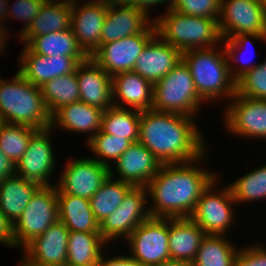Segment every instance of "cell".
Wrapping results in <instances>:
<instances>
[{"mask_svg": "<svg viewBox=\"0 0 266 266\" xmlns=\"http://www.w3.org/2000/svg\"><path fill=\"white\" fill-rule=\"evenodd\" d=\"M114 173L110 167V175L89 199L94 217L99 224L121 205L124 197L134 187L130 183L116 180Z\"/></svg>", "mask_w": 266, "mask_h": 266, "instance_id": "31", "label": "cell"}, {"mask_svg": "<svg viewBox=\"0 0 266 266\" xmlns=\"http://www.w3.org/2000/svg\"><path fill=\"white\" fill-rule=\"evenodd\" d=\"M138 142L147 147L161 164L193 161L208 147L194 117L153 109L141 111Z\"/></svg>", "mask_w": 266, "mask_h": 266, "instance_id": "2", "label": "cell"}, {"mask_svg": "<svg viewBox=\"0 0 266 266\" xmlns=\"http://www.w3.org/2000/svg\"><path fill=\"white\" fill-rule=\"evenodd\" d=\"M3 125V120L0 118V127Z\"/></svg>", "mask_w": 266, "mask_h": 266, "instance_id": "53", "label": "cell"}, {"mask_svg": "<svg viewBox=\"0 0 266 266\" xmlns=\"http://www.w3.org/2000/svg\"><path fill=\"white\" fill-rule=\"evenodd\" d=\"M156 34L153 21L142 33L101 44L90 57L111 77L132 71L137 57Z\"/></svg>", "mask_w": 266, "mask_h": 266, "instance_id": "10", "label": "cell"}, {"mask_svg": "<svg viewBox=\"0 0 266 266\" xmlns=\"http://www.w3.org/2000/svg\"><path fill=\"white\" fill-rule=\"evenodd\" d=\"M169 218H154L140 224L127 238L133 260L156 266L171 260L169 252Z\"/></svg>", "mask_w": 266, "mask_h": 266, "instance_id": "8", "label": "cell"}, {"mask_svg": "<svg viewBox=\"0 0 266 266\" xmlns=\"http://www.w3.org/2000/svg\"><path fill=\"white\" fill-rule=\"evenodd\" d=\"M254 40H260L262 42L266 41V35H248V34H239V35H235L232 38L229 39H223V47L225 48L226 51V55L228 60H231V62H235V65H239V67H235V65L231 66L230 61H229V70L231 73L232 78L237 81L241 76H243L246 72L250 71L252 68H254L257 64L256 63H251V60L249 62L248 58V62L247 60L243 59L245 61H241L242 64H240V62L238 60V54L237 52H239L240 50H242L244 48V46L246 47L248 42H250V39ZM225 43V44H224ZM242 48V49H241ZM237 54V55H235ZM242 56V55H241ZM233 60V61H232ZM238 61V62H237ZM236 62L238 64H236ZM233 67H235L233 69ZM234 70V71H233Z\"/></svg>", "mask_w": 266, "mask_h": 266, "instance_id": "38", "label": "cell"}, {"mask_svg": "<svg viewBox=\"0 0 266 266\" xmlns=\"http://www.w3.org/2000/svg\"><path fill=\"white\" fill-rule=\"evenodd\" d=\"M128 5H132L137 9L142 10L143 12H145L147 15H149V8L150 7H154L155 5H162L164 4H168V6L166 7L167 9H171L173 7L174 4V0H127L126 2Z\"/></svg>", "mask_w": 266, "mask_h": 266, "instance_id": "45", "label": "cell"}, {"mask_svg": "<svg viewBox=\"0 0 266 266\" xmlns=\"http://www.w3.org/2000/svg\"><path fill=\"white\" fill-rule=\"evenodd\" d=\"M228 240L224 235L206 234L192 261L193 266H234L239 248Z\"/></svg>", "mask_w": 266, "mask_h": 266, "instance_id": "32", "label": "cell"}, {"mask_svg": "<svg viewBox=\"0 0 266 266\" xmlns=\"http://www.w3.org/2000/svg\"><path fill=\"white\" fill-rule=\"evenodd\" d=\"M156 266H193L191 262L169 260Z\"/></svg>", "mask_w": 266, "mask_h": 266, "instance_id": "49", "label": "cell"}, {"mask_svg": "<svg viewBox=\"0 0 266 266\" xmlns=\"http://www.w3.org/2000/svg\"><path fill=\"white\" fill-rule=\"evenodd\" d=\"M57 200L59 220L70 231L100 233L89 199L71 194H57Z\"/></svg>", "mask_w": 266, "mask_h": 266, "instance_id": "28", "label": "cell"}, {"mask_svg": "<svg viewBox=\"0 0 266 266\" xmlns=\"http://www.w3.org/2000/svg\"><path fill=\"white\" fill-rule=\"evenodd\" d=\"M26 46L32 52L43 56L65 55L75 57L80 63L88 58L78 46L72 29L36 36Z\"/></svg>", "mask_w": 266, "mask_h": 266, "instance_id": "29", "label": "cell"}, {"mask_svg": "<svg viewBox=\"0 0 266 266\" xmlns=\"http://www.w3.org/2000/svg\"><path fill=\"white\" fill-rule=\"evenodd\" d=\"M106 244L100 233L70 231L66 266H97Z\"/></svg>", "mask_w": 266, "mask_h": 266, "instance_id": "30", "label": "cell"}, {"mask_svg": "<svg viewBox=\"0 0 266 266\" xmlns=\"http://www.w3.org/2000/svg\"><path fill=\"white\" fill-rule=\"evenodd\" d=\"M147 198L146 187H133L121 205L99 224L100 236L108 243L118 237L127 238L140 224L151 217L145 206L149 202Z\"/></svg>", "mask_w": 266, "mask_h": 266, "instance_id": "12", "label": "cell"}, {"mask_svg": "<svg viewBox=\"0 0 266 266\" xmlns=\"http://www.w3.org/2000/svg\"><path fill=\"white\" fill-rule=\"evenodd\" d=\"M118 178L134 187H146L161 167V162L140 142L132 143L114 162Z\"/></svg>", "mask_w": 266, "mask_h": 266, "instance_id": "19", "label": "cell"}, {"mask_svg": "<svg viewBox=\"0 0 266 266\" xmlns=\"http://www.w3.org/2000/svg\"><path fill=\"white\" fill-rule=\"evenodd\" d=\"M266 10V0H258Z\"/></svg>", "mask_w": 266, "mask_h": 266, "instance_id": "52", "label": "cell"}, {"mask_svg": "<svg viewBox=\"0 0 266 266\" xmlns=\"http://www.w3.org/2000/svg\"><path fill=\"white\" fill-rule=\"evenodd\" d=\"M75 0L71 3V29L78 46L90 57L101 45V31L108 11V3L91 0L81 3Z\"/></svg>", "mask_w": 266, "mask_h": 266, "instance_id": "17", "label": "cell"}, {"mask_svg": "<svg viewBox=\"0 0 266 266\" xmlns=\"http://www.w3.org/2000/svg\"><path fill=\"white\" fill-rule=\"evenodd\" d=\"M8 27L6 28V24L4 25V23H0V55L1 53H5L3 49H6L5 44H6V38L9 37L8 35Z\"/></svg>", "mask_w": 266, "mask_h": 266, "instance_id": "47", "label": "cell"}, {"mask_svg": "<svg viewBox=\"0 0 266 266\" xmlns=\"http://www.w3.org/2000/svg\"><path fill=\"white\" fill-rule=\"evenodd\" d=\"M192 75L195 89L204 102L232 99L236 93V81L229 70L225 48L192 49L182 53Z\"/></svg>", "mask_w": 266, "mask_h": 266, "instance_id": "4", "label": "cell"}, {"mask_svg": "<svg viewBox=\"0 0 266 266\" xmlns=\"http://www.w3.org/2000/svg\"><path fill=\"white\" fill-rule=\"evenodd\" d=\"M172 9L185 15L218 20L220 0H174Z\"/></svg>", "mask_w": 266, "mask_h": 266, "instance_id": "40", "label": "cell"}, {"mask_svg": "<svg viewBox=\"0 0 266 266\" xmlns=\"http://www.w3.org/2000/svg\"><path fill=\"white\" fill-rule=\"evenodd\" d=\"M140 114L136 109L112 106L103 112L101 131L127 138L131 143L138 142Z\"/></svg>", "mask_w": 266, "mask_h": 266, "instance_id": "33", "label": "cell"}, {"mask_svg": "<svg viewBox=\"0 0 266 266\" xmlns=\"http://www.w3.org/2000/svg\"><path fill=\"white\" fill-rule=\"evenodd\" d=\"M80 101L106 111L113 105L112 77L91 57L76 68Z\"/></svg>", "mask_w": 266, "mask_h": 266, "instance_id": "21", "label": "cell"}, {"mask_svg": "<svg viewBox=\"0 0 266 266\" xmlns=\"http://www.w3.org/2000/svg\"><path fill=\"white\" fill-rule=\"evenodd\" d=\"M56 182L57 194L90 199L110 175V167L95 159H70Z\"/></svg>", "mask_w": 266, "mask_h": 266, "instance_id": "13", "label": "cell"}, {"mask_svg": "<svg viewBox=\"0 0 266 266\" xmlns=\"http://www.w3.org/2000/svg\"><path fill=\"white\" fill-rule=\"evenodd\" d=\"M132 143L124 137H115L113 135L103 133L101 130L91 138L86 145L96 155V161L111 167L108 160H116ZM97 157V158H96ZM102 158V159H101Z\"/></svg>", "mask_w": 266, "mask_h": 266, "instance_id": "37", "label": "cell"}, {"mask_svg": "<svg viewBox=\"0 0 266 266\" xmlns=\"http://www.w3.org/2000/svg\"><path fill=\"white\" fill-rule=\"evenodd\" d=\"M71 3L46 1L27 31L20 36L27 45L34 37L71 29Z\"/></svg>", "mask_w": 266, "mask_h": 266, "instance_id": "26", "label": "cell"}, {"mask_svg": "<svg viewBox=\"0 0 266 266\" xmlns=\"http://www.w3.org/2000/svg\"><path fill=\"white\" fill-rule=\"evenodd\" d=\"M70 230L60 221L53 223L42 235L24 248L20 266H66Z\"/></svg>", "mask_w": 266, "mask_h": 266, "instance_id": "16", "label": "cell"}, {"mask_svg": "<svg viewBox=\"0 0 266 266\" xmlns=\"http://www.w3.org/2000/svg\"><path fill=\"white\" fill-rule=\"evenodd\" d=\"M205 155L185 163L161 165L146 186L154 202L148 206L151 217L189 218L192 215L202 193L218 179L217 174L196 166L204 161Z\"/></svg>", "mask_w": 266, "mask_h": 266, "instance_id": "1", "label": "cell"}, {"mask_svg": "<svg viewBox=\"0 0 266 266\" xmlns=\"http://www.w3.org/2000/svg\"><path fill=\"white\" fill-rule=\"evenodd\" d=\"M182 59V52L164 42L157 34L137 57L135 71L153 85L167 75Z\"/></svg>", "mask_w": 266, "mask_h": 266, "instance_id": "20", "label": "cell"}, {"mask_svg": "<svg viewBox=\"0 0 266 266\" xmlns=\"http://www.w3.org/2000/svg\"><path fill=\"white\" fill-rule=\"evenodd\" d=\"M0 118L3 123L26 125L37 130L51 127V115L41 87L34 86L18 71L11 81H0Z\"/></svg>", "mask_w": 266, "mask_h": 266, "instance_id": "3", "label": "cell"}, {"mask_svg": "<svg viewBox=\"0 0 266 266\" xmlns=\"http://www.w3.org/2000/svg\"><path fill=\"white\" fill-rule=\"evenodd\" d=\"M46 1L47 0H15L12 6L8 5L6 18H16L26 23L24 28L21 29L19 36H22V34L27 31Z\"/></svg>", "mask_w": 266, "mask_h": 266, "instance_id": "41", "label": "cell"}, {"mask_svg": "<svg viewBox=\"0 0 266 266\" xmlns=\"http://www.w3.org/2000/svg\"><path fill=\"white\" fill-rule=\"evenodd\" d=\"M96 1H101V2H104V3H126L127 0H96Z\"/></svg>", "mask_w": 266, "mask_h": 266, "instance_id": "50", "label": "cell"}, {"mask_svg": "<svg viewBox=\"0 0 266 266\" xmlns=\"http://www.w3.org/2000/svg\"><path fill=\"white\" fill-rule=\"evenodd\" d=\"M18 72L34 86L42 87L46 82L76 71L80 62L75 57L43 56L23 45Z\"/></svg>", "mask_w": 266, "mask_h": 266, "instance_id": "18", "label": "cell"}, {"mask_svg": "<svg viewBox=\"0 0 266 266\" xmlns=\"http://www.w3.org/2000/svg\"><path fill=\"white\" fill-rule=\"evenodd\" d=\"M59 220L56 185L40 186L13 224L15 248H24Z\"/></svg>", "mask_w": 266, "mask_h": 266, "instance_id": "7", "label": "cell"}, {"mask_svg": "<svg viewBox=\"0 0 266 266\" xmlns=\"http://www.w3.org/2000/svg\"><path fill=\"white\" fill-rule=\"evenodd\" d=\"M153 93L152 109L159 112L195 117L203 103L195 89L189 68L182 59L154 84Z\"/></svg>", "mask_w": 266, "mask_h": 266, "instance_id": "6", "label": "cell"}, {"mask_svg": "<svg viewBox=\"0 0 266 266\" xmlns=\"http://www.w3.org/2000/svg\"><path fill=\"white\" fill-rule=\"evenodd\" d=\"M224 108L225 127L233 135L247 138H266V100L234 95Z\"/></svg>", "mask_w": 266, "mask_h": 266, "instance_id": "14", "label": "cell"}, {"mask_svg": "<svg viewBox=\"0 0 266 266\" xmlns=\"http://www.w3.org/2000/svg\"><path fill=\"white\" fill-rule=\"evenodd\" d=\"M97 266H146L139 261L133 260L128 255L115 256L109 258H104V255L100 257Z\"/></svg>", "mask_w": 266, "mask_h": 266, "instance_id": "44", "label": "cell"}, {"mask_svg": "<svg viewBox=\"0 0 266 266\" xmlns=\"http://www.w3.org/2000/svg\"><path fill=\"white\" fill-rule=\"evenodd\" d=\"M154 20L127 3H110L101 31V44L142 33Z\"/></svg>", "mask_w": 266, "mask_h": 266, "instance_id": "22", "label": "cell"}, {"mask_svg": "<svg viewBox=\"0 0 266 266\" xmlns=\"http://www.w3.org/2000/svg\"><path fill=\"white\" fill-rule=\"evenodd\" d=\"M51 130H37L30 138L28 149L16 164V174L26 180L38 183L40 186L51 184L49 178L53 175L55 156L52 148Z\"/></svg>", "mask_w": 266, "mask_h": 266, "instance_id": "15", "label": "cell"}, {"mask_svg": "<svg viewBox=\"0 0 266 266\" xmlns=\"http://www.w3.org/2000/svg\"><path fill=\"white\" fill-rule=\"evenodd\" d=\"M43 100L50 115L64 105L80 100L76 71L56 77L41 87Z\"/></svg>", "mask_w": 266, "mask_h": 266, "instance_id": "34", "label": "cell"}, {"mask_svg": "<svg viewBox=\"0 0 266 266\" xmlns=\"http://www.w3.org/2000/svg\"><path fill=\"white\" fill-rule=\"evenodd\" d=\"M206 233L189 218H169V252L171 260L191 262Z\"/></svg>", "mask_w": 266, "mask_h": 266, "instance_id": "25", "label": "cell"}, {"mask_svg": "<svg viewBox=\"0 0 266 266\" xmlns=\"http://www.w3.org/2000/svg\"><path fill=\"white\" fill-rule=\"evenodd\" d=\"M234 266H266V247L261 244L240 247L234 259Z\"/></svg>", "mask_w": 266, "mask_h": 266, "instance_id": "42", "label": "cell"}, {"mask_svg": "<svg viewBox=\"0 0 266 266\" xmlns=\"http://www.w3.org/2000/svg\"><path fill=\"white\" fill-rule=\"evenodd\" d=\"M48 1H64V2H68V3H72L75 0H48Z\"/></svg>", "mask_w": 266, "mask_h": 266, "instance_id": "51", "label": "cell"}, {"mask_svg": "<svg viewBox=\"0 0 266 266\" xmlns=\"http://www.w3.org/2000/svg\"><path fill=\"white\" fill-rule=\"evenodd\" d=\"M104 110L90 106L82 101L64 105L51 115V128H59L73 132H92L86 142L93 138L100 130Z\"/></svg>", "mask_w": 266, "mask_h": 266, "instance_id": "24", "label": "cell"}, {"mask_svg": "<svg viewBox=\"0 0 266 266\" xmlns=\"http://www.w3.org/2000/svg\"><path fill=\"white\" fill-rule=\"evenodd\" d=\"M153 91L154 85L133 70L112 77V98L115 107L127 108L128 105L130 109L150 110L153 108Z\"/></svg>", "mask_w": 266, "mask_h": 266, "instance_id": "23", "label": "cell"}, {"mask_svg": "<svg viewBox=\"0 0 266 266\" xmlns=\"http://www.w3.org/2000/svg\"><path fill=\"white\" fill-rule=\"evenodd\" d=\"M222 39L235 35H266V10L258 0H220Z\"/></svg>", "mask_w": 266, "mask_h": 266, "instance_id": "11", "label": "cell"}, {"mask_svg": "<svg viewBox=\"0 0 266 266\" xmlns=\"http://www.w3.org/2000/svg\"><path fill=\"white\" fill-rule=\"evenodd\" d=\"M8 2V0H0V23H5L7 20Z\"/></svg>", "mask_w": 266, "mask_h": 266, "instance_id": "48", "label": "cell"}, {"mask_svg": "<svg viewBox=\"0 0 266 266\" xmlns=\"http://www.w3.org/2000/svg\"><path fill=\"white\" fill-rule=\"evenodd\" d=\"M0 243L9 246L15 247L14 238H13V225L8 221L6 216L0 210Z\"/></svg>", "mask_w": 266, "mask_h": 266, "instance_id": "43", "label": "cell"}, {"mask_svg": "<svg viewBox=\"0 0 266 266\" xmlns=\"http://www.w3.org/2000/svg\"><path fill=\"white\" fill-rule=\"evenodd\" d=\"M16 174V164L0 149V182Z\"/></svg>", "mask_w": 266, "mask_h": 266, "instance_id": "46", "label": "cell"}, {"mask_svg": "<svg viewBox=\"0 0 266 266\" xmlns=\"http://www.w3.org/2000/svg\"><path fill=\"white\" fill-rule=\"evenodd\" d=\"M231 189L236 204L255 202L266 198V165L253 169L231 184Z\"/></svg>", "mask_w": 266, "mask_h": 266, "instance_id": "35", "label": "cell"}, {"mask_svg": "<svg viewBox=\"0 0 266 266\" xmlns=\"http://www.w3.org/2000/svg\"><path fill=\"white\" fill-rule=\"evenodd\" d=\"M153 20L157 35L182 53L223 43L215 18L185 15L171 8Z\"/></svg>", "mask_w": 266, "mask_h": 266, "instance_id": "5", "label": "cell"}, {"mask_svg": "<svg viewBox=\"0 0 266 266\" xmlns=\"http://www.w3.org/2000/svg\"><path fill=\"white\" fill-rule=\"evenodd\" d=\"M39 187L38 183L17 174L0 182V210L12 225L20 218Z\"/></svg>", "mask_w": 266, "mask_h": 266, "instance_id": "27", "label": "cell"}, {"mask_svg": "<svg viewBox=\"0 0 266 266\" xmlns=\"http://www.w3.org/2000/svg\"><path fill=\"white\" fill-rule=\"evenodd\" d=\"M217 181L214 180L202 193L190 218L206 234L226 236L235 219L232 204L236 205V202L229 186L216 191Z\"/></svg>", "mask_w": 266, "mask_h": 266, "instance_id": "9", "label": "cell"}, {"mask_svg": "<svg viewBox=\"0 0 266 266\" xmlns=\"http://www.w3.org/2000/svg\"><path fill=\"white\" fill-rule=\"evenodd\" d=\"M236 94L266 100V61L257 63L236 81Z\"/></svg>", "mask_w": 266, "mask_h": 266, "instance_id": "39", "label": "cell"}, {"mask_svg": "<svg viewBox=\"0 0 266 266\" xmlns=\"http://www.w3.org/2000/svg\"><path fill=\"white\" fill-rule=\"evenodd\" d=\"M37 129L26 126L3 123L0 127V149L15 164L28 149L29 140Z\"/></svg>", "mask_w": 266, "mask_h": 266, "instance_id": "36", "label": "cell"}]
</instances>
